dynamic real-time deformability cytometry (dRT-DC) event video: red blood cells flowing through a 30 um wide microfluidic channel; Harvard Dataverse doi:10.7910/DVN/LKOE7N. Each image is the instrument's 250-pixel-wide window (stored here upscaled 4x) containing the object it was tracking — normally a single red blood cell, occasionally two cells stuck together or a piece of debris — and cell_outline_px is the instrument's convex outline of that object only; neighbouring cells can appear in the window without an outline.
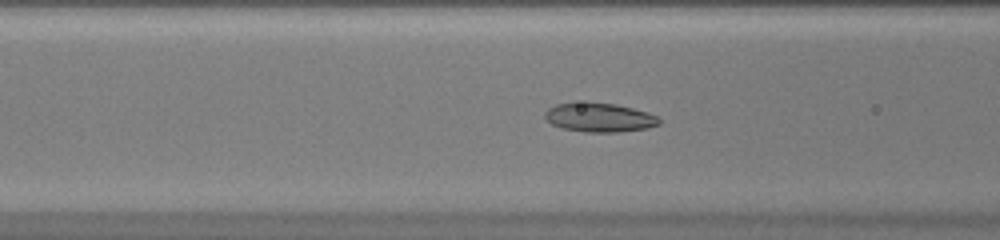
{"species": "common noctule bat (a hibernating species)", "species_latin": "Nyctalus noctula", "temperature_condition": "warm", "stored_images_in_passage": 45, "camera_frame_rate_fps": 3000, "um_per_image_px": 0.085, "animal": {"sex": "female", "body_mass_g": 20.0, "forearm_length_mm": 54.0}, "frame": {"image": 1, "passage_image": 18, "time_ms": 5.667, "image_size_px": [1000, 240], "cell_outline_px": [[660, 124], [648, 128], [616, 132], [584, 132], [560, 128], [544, 120], [544, 112], [548, 108], [556, 104], [588, 100], [616, 104], [648, 112], [656, 116], [660, 120]], "centroid_in_image_um": [50.89, 9.96], "position_along_channel_um": 115.7, "area_um2": 19.88}}
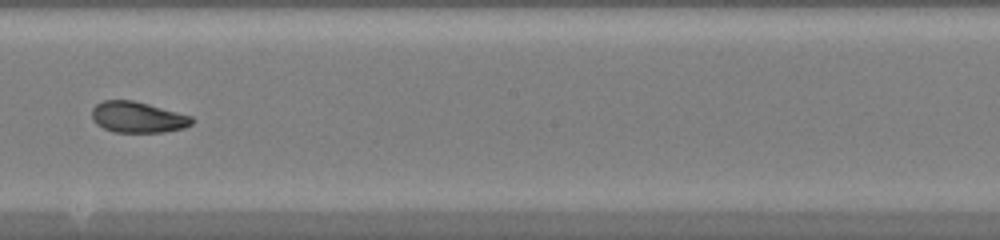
{"frame": {"image": 2, "passage_image": 26, "time_ms": 8.333, "image_size_px": [1000, 240], "cell_outline_px": [[196, 120], [192, 124], [184, 128], [164, 132], [112, 132], [96, 124], [92, 120], [92, 108], [96, 104], [104, 100], [132, 100], [148, 104], [192, 116]], "centroid_in_image_um": [11.71, 9.97], "position_along_channel_um": 236.5, "area_um2": 18.15}}
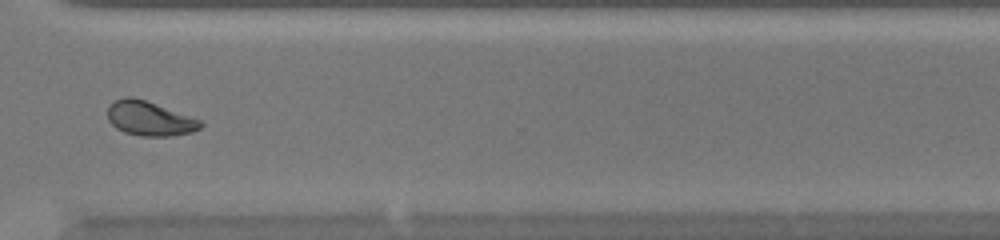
{"frame": {"image": 3, "passage_image": 34, "time_ms": 11.0, "image_size_px": [1000, 240], "cell_outline_px": [[204, 124], [200, 128], [192, 132], [172, 136], [140, 136], [124, 132], [116, 128], [108, 120], [108, 104], [124, 96], [132, 96], [144, 100], [200, 120]], "centroid_in_image_um": [12.68, 10.08], "position_along_channel_um": 357.9, "area_um2": 18.5}}